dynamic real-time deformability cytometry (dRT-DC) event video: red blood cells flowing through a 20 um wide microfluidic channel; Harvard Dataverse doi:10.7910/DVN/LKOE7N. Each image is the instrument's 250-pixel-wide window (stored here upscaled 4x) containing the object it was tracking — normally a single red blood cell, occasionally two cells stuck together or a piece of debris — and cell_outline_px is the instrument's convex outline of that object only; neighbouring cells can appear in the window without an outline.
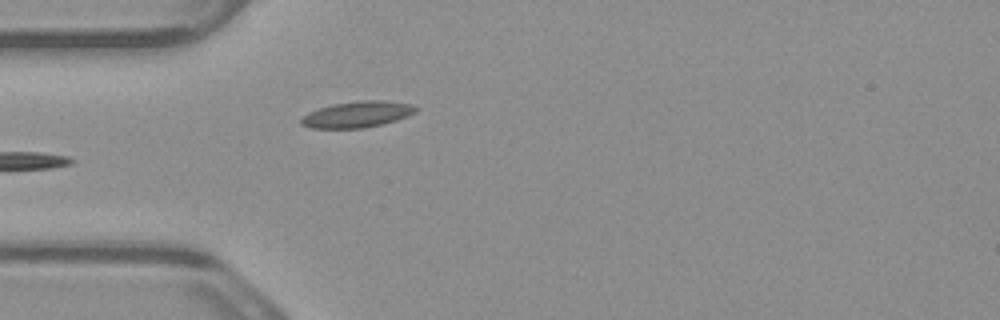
{"species": "common noctule bat (a hibernating species)", "species_latin": "Nyctalus noctula", "temperature_condition": "warm", "stored_images_in_passage": 5, "camera_frame_rate_fps": 3000, "um_per_image_px": 0.085, "animal": {"sex": "male", "body_mass_g": 23.1, "forearm_length_mm": 52.7}, "frame": {"image": 1, "passage_image": 5, "time_ms": 1.333, "image_size_px": [1000, 320], "cell_outline_px": [[420, 108], [416, 112], [396, 120], [384, 124], [364, 128], [308, 128], [300, 124], [300, 120], [308, 112], [332, 104], [360, 100], [384, 100], [412, 104]], "centroid_in_image_um": [30.38, 9.72], "position_along_channel_um": 54.6, "area_um2": 17.63}}